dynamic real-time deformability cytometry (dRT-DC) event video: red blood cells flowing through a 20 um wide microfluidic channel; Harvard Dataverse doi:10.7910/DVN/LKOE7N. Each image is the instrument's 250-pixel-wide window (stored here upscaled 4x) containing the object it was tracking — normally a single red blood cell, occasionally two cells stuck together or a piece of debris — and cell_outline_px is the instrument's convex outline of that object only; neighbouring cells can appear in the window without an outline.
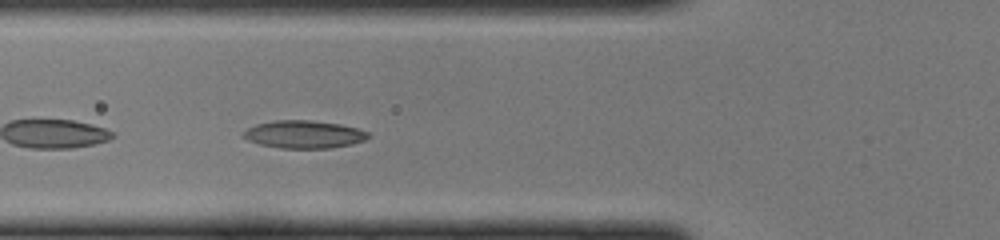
{"species": "common noctule bat (a hibernating species)", "species_latin": "Nyctalus noctula", "temperature_condition": "cold", "stored_images_in_passage": 43, "camera_frame_rate_fps": 3000, "um_per_image_px": 0.085, "animal": {"sex": "female", "body_mass_g": 22.0, "forearm_length_mm": 56.7}, "frame": {"image": 1, "passage_image": 13, "time_ms": 4.0, "image_size_px": [1000, 240], "cell_outline_px": [[368, 136], [364, 140], [352, 144], [328, 148], [280, 148], [260, 144], [248, 140], [240, 136], [248, 128], [256, 124], [276, 120], [312, 120], [340, 124], [356, 128], [368, 132]], "centroid_in_image_um": [25.8, 11.42], "position_along_channel_um": 100.0, "area_um2": 20.06}}
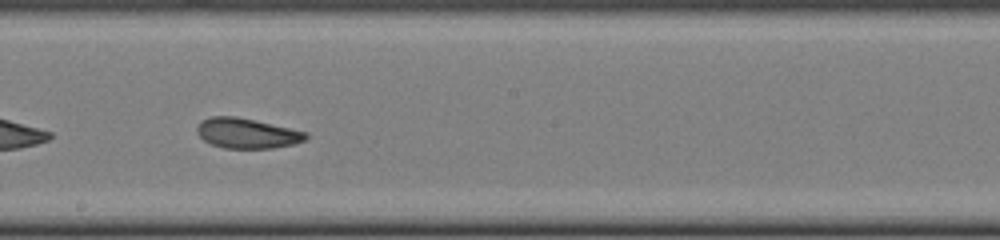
{"frame": {"image": 2, "passage_image": 22, "time_ms": 7.0, "image_size_px": [1000, 240], "cell_outline_px": [[308, 136], [304, 140], [292, 144], [272, 148], [224, 148], [212, 144], [204, 140], [196, 132], [196, 124], [200, 120], [212, 116], [236, 116], [308, 132]], "centroid_in_image_um": [20.94, 11.31], "position_along_channel_um": 227.3, "area_um2": 19.07}}
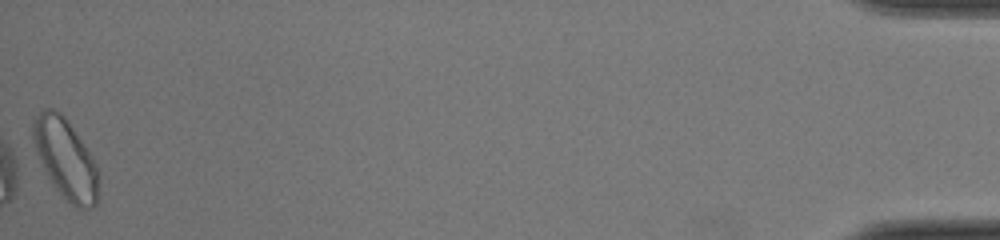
{"frame": {"image": 3, "passage_image": 43, "time_ms": 14.0, "image_size_px": [1000, 240], "cell_outline_px": [[100, 172], [96, 204], [88, 208], [76, 208], [48, 180], [36, 152], [32, 136], [32, 120], [44, 108], [52, 108], [60, 112], [64, 116], [92, 156]], "centroid_in_image_um": [5.57, 13.49], "position_along_channel_um": 429.6, "area_um2": 30.4}}